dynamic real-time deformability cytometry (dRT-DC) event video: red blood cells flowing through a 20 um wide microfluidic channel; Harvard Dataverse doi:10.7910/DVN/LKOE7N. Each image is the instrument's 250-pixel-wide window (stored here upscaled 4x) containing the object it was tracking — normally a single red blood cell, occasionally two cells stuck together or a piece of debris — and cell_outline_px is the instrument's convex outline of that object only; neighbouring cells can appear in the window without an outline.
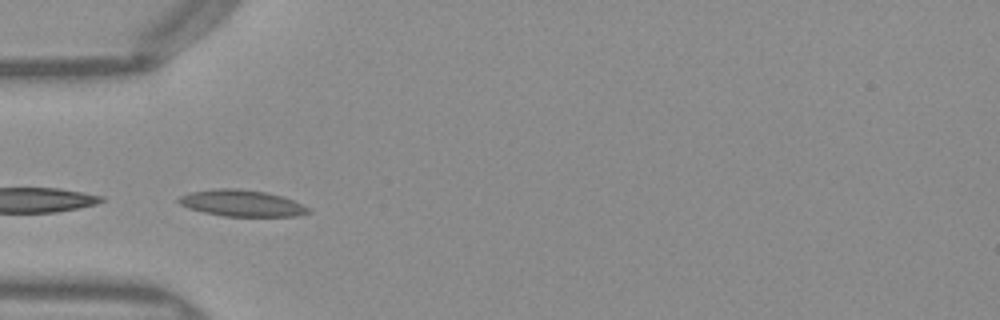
{"species": "Egyptian fruit bat (a non-hibernating species)", "species_latin": "Rousettus aegyptiacus", "temperature_condition": "warm", "stored_images_in_passage": 25, "segment_of_instrument_passage": [2, 2], "camera_frame_rate_fps": 3000, "um_per_image_px": 0.085, "frame": {"image": 1, "passage_image": 12, "time_ms": 3.667, "image_size_px": [1000, 320], "cell_outline_px": [[312, 212], [296, 216], [224, 216], [204, 212], [188, 208], [180, 204], [176, 200], [180, 196], [192, 192], [216, 188], [236, 188], [268, 192], [304, 204], [312, 208]], "centroid_in_image_um": [20.59, 17.27], "position_along_channel_um": 64.4, "area_um2": 20.06}}
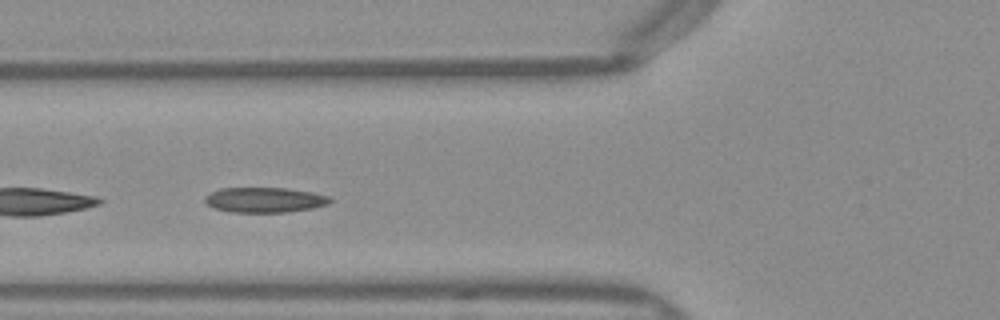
{"frame": {"image": 2, "passage_image": 15, "time_ms": 4.667, "image_size_px": [1000, 320], "cell_outline_px": [[332, 200], [328, 204], [312, 208], [284, 212], [228, 212], [216, 208], [208, 204], [204, 200], [204, 196], [220, 188], [288, 188], [312, 192], [328, 196]], "centroid_in_image_um": [22.49, 16.98], "position_along_channel_um": 103.3, "area_um2": 18.21}}
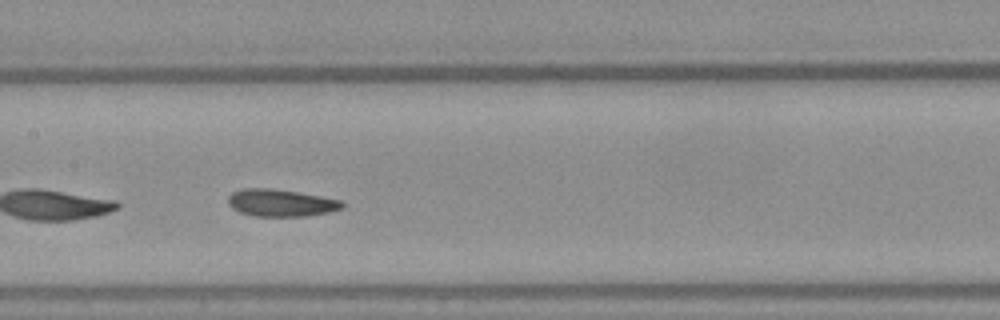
{"frame": {"image": 3, "passage_image": 21, "time_ms": 6.667, "image_size_px": [1000, 320], "cell_outline_px": [[344, 208], [328, 212], [304, 216], [256, 216], [240, 212], [232, 208], [228, 204], [228, 196], [232, 192], [244, 188], [272, 188], [344, 200]], "centroid_in_image_um": [23.88, 17.24], "position_along_channel_um": 183.5, "area_um2": 18.09}}